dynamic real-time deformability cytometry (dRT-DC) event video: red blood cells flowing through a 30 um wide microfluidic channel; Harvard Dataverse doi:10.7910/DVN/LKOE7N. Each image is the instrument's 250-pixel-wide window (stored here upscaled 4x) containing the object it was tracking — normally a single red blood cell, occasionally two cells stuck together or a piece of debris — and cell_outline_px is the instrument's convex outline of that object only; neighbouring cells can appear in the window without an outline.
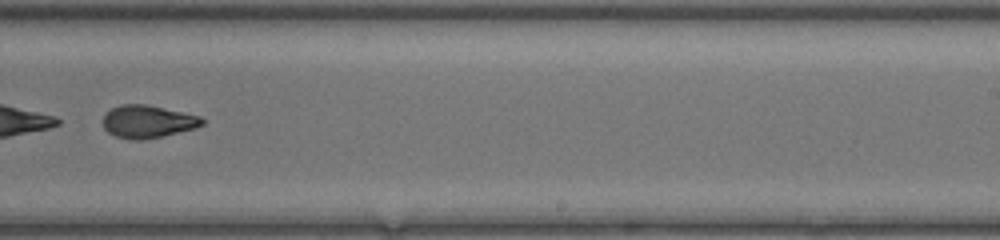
{"species": "common noctule bat (a hibernating species)", "species_latin": "Nyctalus noctula", "temperature_condition": "room temperature", "stored_images_in_passage": 49, "segment_of_instrument_passage": [2, 2], "camera_frame_rate_fps": 3000, "um_per_image_px": 0.085, "animal": {"sex": "female", "body_mass_g": 20.0, "forearm_length_mm": 54.0}, "frame": {"image": 1, "passage_image": 33, "time_ms": 10.667, "image_size_px": [1000, 240], "cell_outline_px": [[204, 124], [196, 128], [164, 136], [140, 140], [132, 140], [116, 136], [108, 132], [104, 128], [104, 112], [120, 104], [148, 104], [200, 116], [204, 120]], "centroid_in_image_um": [12.56, 10.33], "position_along_channel_um": 276.4, "area_um2": 19.02}}